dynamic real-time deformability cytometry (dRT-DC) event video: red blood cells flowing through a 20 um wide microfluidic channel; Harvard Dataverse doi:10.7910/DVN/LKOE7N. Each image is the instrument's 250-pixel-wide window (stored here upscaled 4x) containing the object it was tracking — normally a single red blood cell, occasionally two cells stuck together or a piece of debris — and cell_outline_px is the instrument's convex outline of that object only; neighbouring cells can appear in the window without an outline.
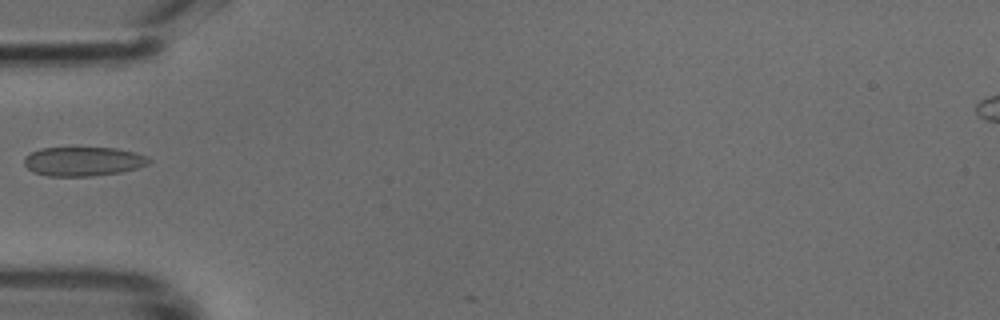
{"species": "common noctule bat (a hibernating species)", "species_latin": "Nyctalus noctula", "temperature_condition": "cold", "stored_images_in_passage": 3, "camera_frame_rate_fps": 3000, "um_per_image_px": 0.085, "animal": {"sex": "male", "body_mass_g": 18.8}, "frame": {"image": 1, "passage_image": 1, "time_ms": 0.0, "image_size_px": [1000, 320], "cell_outline_px": [[152, 160], [148, 164], [136, 168], [120, 172], [92, 176], [48, 176], [32, 172], [24, 164], [24, 156], [40, 148], [116, 148], [136, 152], [148, 156]], "centroid_in_image_um": [7.08, 13.72], "position_along_channel_um": 77.9, "area_um2": 21.27}}